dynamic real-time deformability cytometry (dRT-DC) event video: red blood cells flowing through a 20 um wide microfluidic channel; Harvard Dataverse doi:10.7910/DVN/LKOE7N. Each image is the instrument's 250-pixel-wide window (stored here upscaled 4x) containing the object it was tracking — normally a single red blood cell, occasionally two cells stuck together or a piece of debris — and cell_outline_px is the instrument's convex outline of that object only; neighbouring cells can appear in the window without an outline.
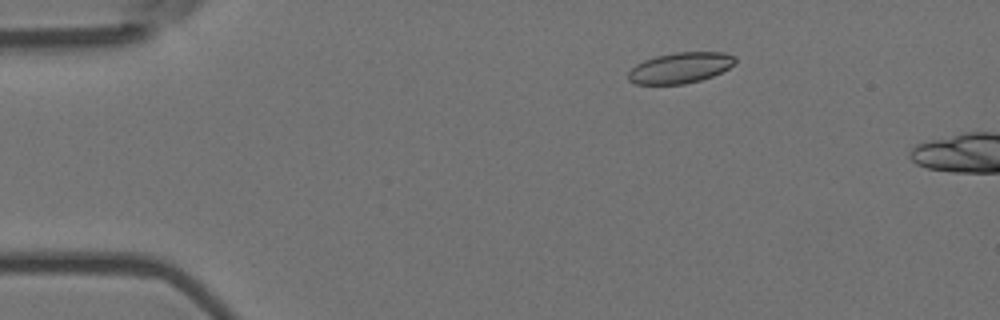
{"species": "Egyptian fruit bat (a non-hibernating species)", "species_latin": "Rousettus aegyptiacus", "temperature_condition": "room temperature", "stored_images_in_passage": 4, "camera_frame_rate_fps": 3000, "um_per_image_px": 0.085, "animal": {"sex": "female"}, "frame": {"image": 1, "passage_image": 3, "time_ms": 0.667, "image_size_px": [1000, 320], "cell_outline_px": [[736, 64], [712, 76], [700, 80], [684, 84], [636, 84], [628, 80], [628, 72], [636, 64], [644, 60], [656, 56], [676, 52], [724, 52], [736, 56]], "centroid_in_image_um": [57.83, 5.76], "position_along_channel_um": 27.2, "area_um2": 19.19}}